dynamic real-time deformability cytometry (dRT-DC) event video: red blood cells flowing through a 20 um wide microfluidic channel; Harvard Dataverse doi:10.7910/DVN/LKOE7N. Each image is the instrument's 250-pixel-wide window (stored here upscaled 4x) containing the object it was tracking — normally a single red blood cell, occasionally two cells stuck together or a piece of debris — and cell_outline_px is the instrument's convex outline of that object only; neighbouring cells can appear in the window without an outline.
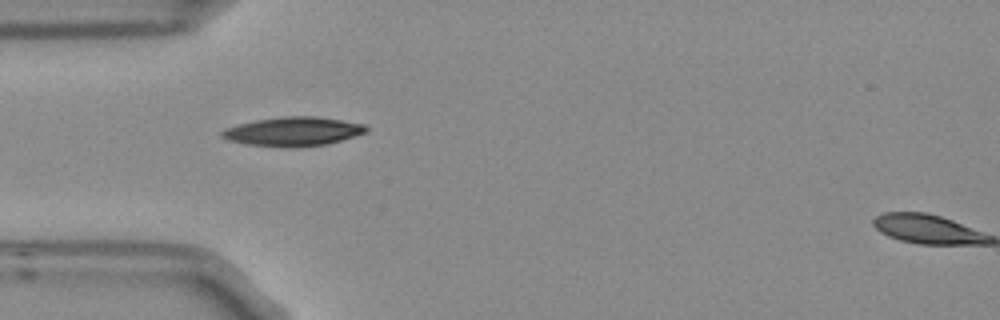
{"species": "Egyptian fruit bat (a non-hibernating species)", "species_latin": "Rousettus aegyptiacus", "temperature_condition": "room temperature", "stored_images_in_passage": 2, "camera_frame_rate_fps": 3000, "um_per_image_px": 0.085, "frame": {"image": 1, "passage_image": 1, "time_ms": 0.0, "image_size_px": [1000, 320], "cell_outline_px": [[368, 132], [328, 144], [296, 148], [288, 148], [248, 144], [228, 140], [220, 136], [220, 132], [224, 128], [256, 120], [280, 116], [316, 116], [364, 124], [368, 128]], "centroid_in_image_um": [24.92, 11.18], "position_along_channel_um": 60.1, "area_um2": 24.57}}